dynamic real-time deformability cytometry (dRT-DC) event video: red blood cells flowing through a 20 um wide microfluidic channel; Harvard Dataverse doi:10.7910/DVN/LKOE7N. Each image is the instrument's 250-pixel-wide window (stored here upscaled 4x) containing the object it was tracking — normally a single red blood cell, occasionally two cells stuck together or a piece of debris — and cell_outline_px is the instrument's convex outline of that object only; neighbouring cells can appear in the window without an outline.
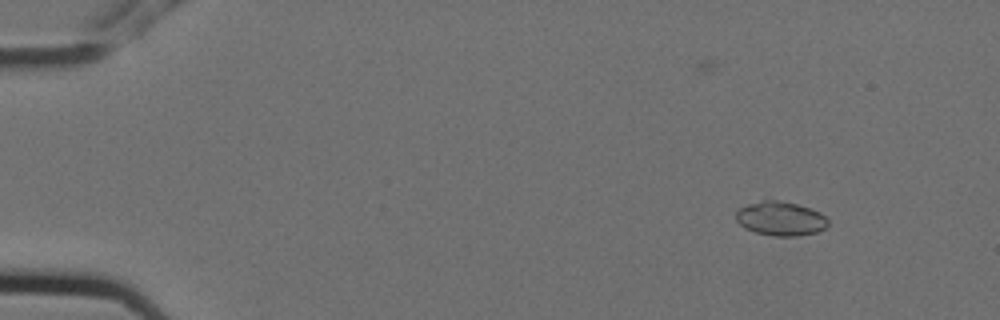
{"species": "Egyptian fruit bat (a non-hibernating species)", "species_latin": "Rousettus aegyptiacus", "temperature_condition": "cold", "stored_images_in_passage": 6, "camera_frame_rate_fps": 3000, "um_per_image_px": 0.085, "animal": {"sex": "female"}, "frame": {"image": 1, "passage_image": 1, "time_ms": 0.0, "image_size_px": [1000, 320], "cell_outline_px": [[828, 224], [824, 228], [816, 232], [796, 236], [772, 236], [756, 232], [744, 228], [736, 220], [736, 212], [740, 208], [748, 204], [764, 200], [776, 200], [796, 204], [820, 212], [828, 220]], "centroid_in_image_um": [66.33, 18.59], "position_along_channel_um": 18.7, "area_um2": 18.09}}
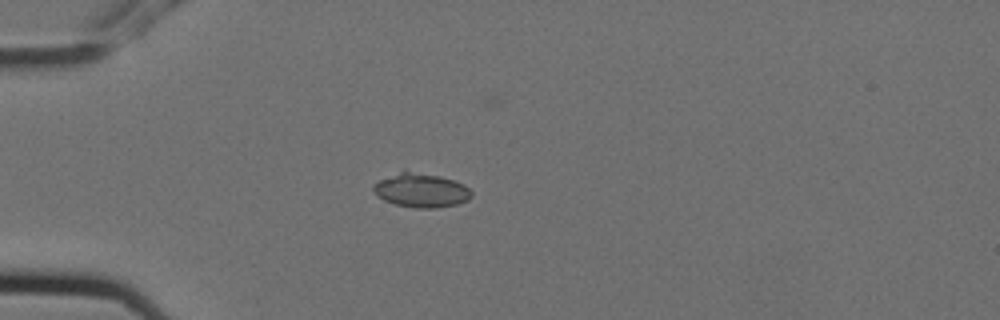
{"frame": {"image": 2, "passage_image": 4, "time_ms": 1.0, "image_size_px": [1000, 320], "cell_outline_px": [[472, 196], [468, 200], [456, 204], [436, 208], [412, 208], [396, 204], [384, 200], [376, 196], [372, 192], [372, 184], [404, 168], [440, 176], [464, 184], [472, 192]], "centroid_in_image_um": [35.74, 16.15], "position_along_channel_um": 49.3, "area_um2": 19.94}}
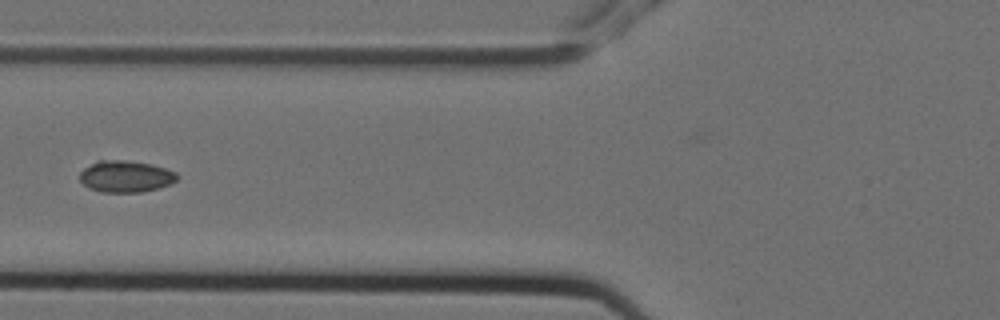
{"frame": {"image": 3, "passage_image": 6, "time_ms": 1.667, "image_size_px": [1000, 320], "cell_outline_px": [[176, 180], [172, 184], [160, 188], [140, 192], [104, 192], [88, 188], [80, 180], [80, 172], [84, 168], [96, 160], [124, 160], [152, 164], [176, 172]], "centroid_in_image_um": [10.67, 14.99], "position_along_channel_um": 115.1, "area_um2": 17.98}}